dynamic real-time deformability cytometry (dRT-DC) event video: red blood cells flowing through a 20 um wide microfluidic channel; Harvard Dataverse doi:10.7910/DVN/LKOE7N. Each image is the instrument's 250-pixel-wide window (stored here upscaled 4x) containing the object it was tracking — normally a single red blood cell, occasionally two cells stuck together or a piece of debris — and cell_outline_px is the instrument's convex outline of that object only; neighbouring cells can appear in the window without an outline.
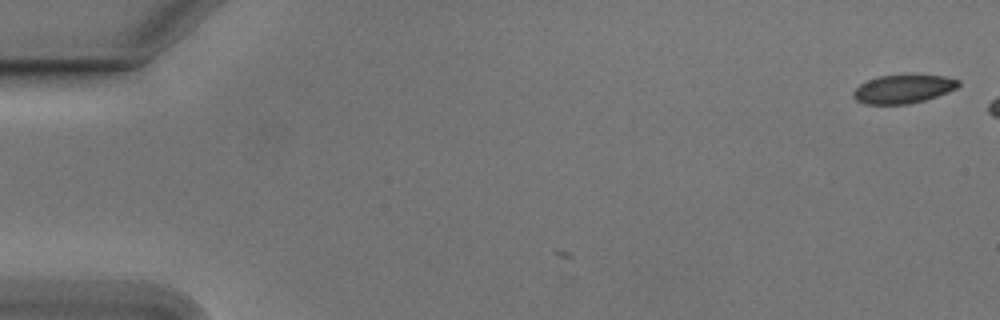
{"species": "Egyptian fruit bat (a non-hibernating species)", "species_latin": "Rousettus aegyptiacus", "temperature_condition": "cold", "stored_images_in_passage": 5, "camera_frame_rate_fps": 3000, "um_per_image_px": 0.085, "animal": {"sex": "male"}, "frame": {"image": 1, "passage_image": 1, "time_ms": 0.0, "image_size_px": [1000, 320], "cell_outline_px": [[960, 84], [956, 88], [948, 92], [924, 100], [908, 104], [864, 104], [856, 100], [852, 96], [852, 92], [860, 84], [868, 80], [880, 76], [908, 72], [916, 72], [944, 76], [960, 80]], "centroid_in_image_um": [76.79, 7.51], "position_along_channel_um": 8.2, "area_um2": 18.21}}